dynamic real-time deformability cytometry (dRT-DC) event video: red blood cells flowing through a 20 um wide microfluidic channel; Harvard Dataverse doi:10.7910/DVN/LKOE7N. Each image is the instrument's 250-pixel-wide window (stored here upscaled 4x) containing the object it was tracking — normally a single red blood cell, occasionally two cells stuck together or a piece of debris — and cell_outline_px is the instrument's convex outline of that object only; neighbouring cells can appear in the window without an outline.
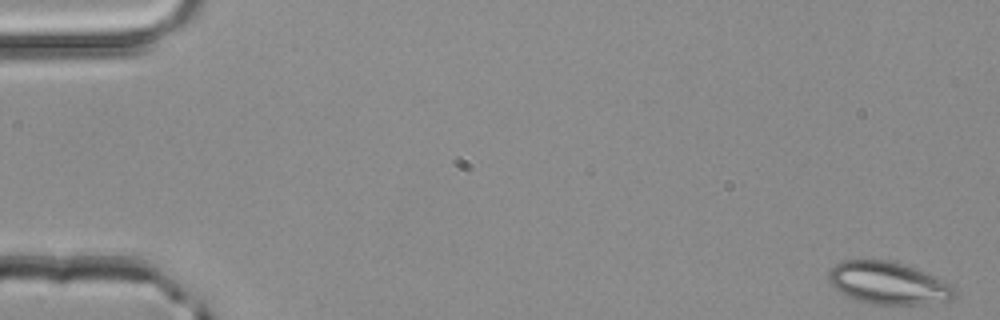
{"species": "common noctule bat (a hibernating species)", "species_latin": "Nyctalus noctula", "temperature_condition": "room temperature", "stored_images_in_passage": 5, "camera_frame_rate_fps": 3000, "um_per_image_px": 0.085, "animal": {"sex": "male", "body_mass_g": 20.4}, "frame": {"image": 1, "passage_image": 1, "time_ms": 0.0, "image_size_px": [1000, 320], "cell_outline_px": [[956, 296], [948, 300], [928, 304], [872, 304], [848, 296], [836, 288], [828, 280], [828, 272], [836, 264], [844, 260], [884, 260], [900, 264], [936, 276], [952, 284], [956, 288]], "centroid_in_image_um": [75.54, 24.07], "position_along_channel_um": 9.5, "area_um2": 30.69}}